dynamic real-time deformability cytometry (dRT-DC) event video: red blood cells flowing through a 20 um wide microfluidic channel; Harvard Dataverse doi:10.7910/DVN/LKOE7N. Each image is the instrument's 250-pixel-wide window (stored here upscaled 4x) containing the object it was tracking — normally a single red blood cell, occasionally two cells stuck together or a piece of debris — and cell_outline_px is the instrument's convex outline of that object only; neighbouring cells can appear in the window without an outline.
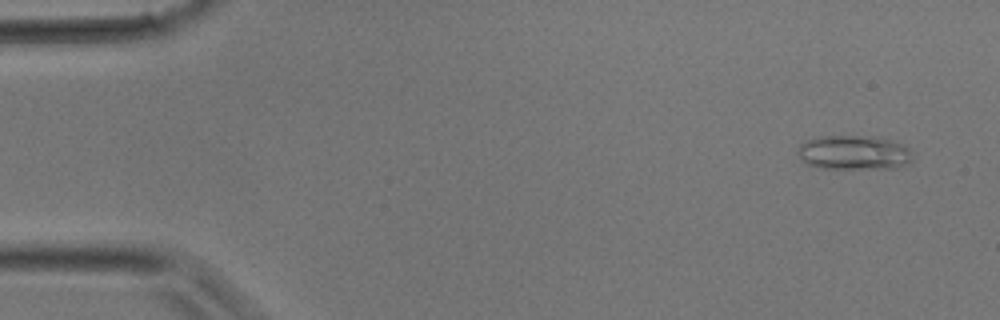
{"species": "common noctule bat (a hibernating species)", "species_latin": "Nyctalus noctula", "temperature_condition": "room temperature", "stored_images_in_passage": 35, "camera_frame_rate_fps": 3000, "um_per_image_px": 0.085, "animal": {"sex": "male", "body_mass_g": 17.9}, "frame": {"image": 1, "passage_image": 2, "time_ms": 0.333, "image_size_px": [1000, 320], "cell_outline_px": [[912, 160], [908, 164], [892, 168], [820, 168], [808, 164], [796, 152], [800, 144], [816, 136], [872, 136], [904, 144], [908, 148], [912, 156]], "centroid_in_image_um": [72.58, 12.96], "position_along_channel_um": 12.4, "area_um2": 22.89}}
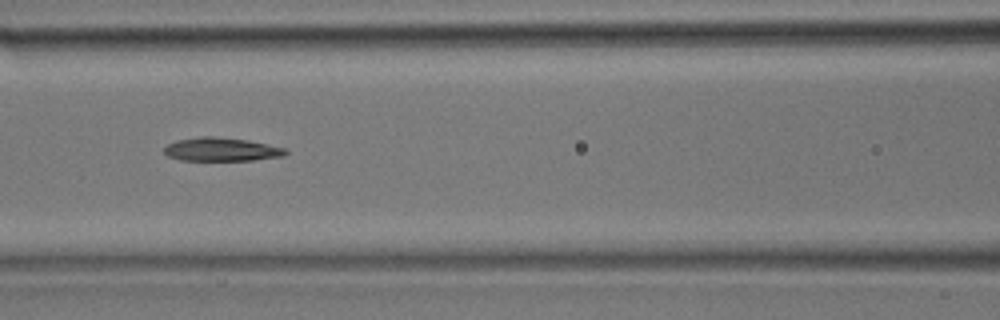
{"frame": {"image": 2, "passage_image": 15, "time_ms": 4.667, "image_size_px": [1000, 320], "cell_outline_px": [[288, 152], [284, 156], [252, 160], [180, 160], [168, 156], [164, 152], [164, 148], [168, 144], [176, 140], [200, 136], [212, 136], [248, 140], [284, 148]], "centroid_in_image_um": [18.8, 12.7], "position_along_channel_um": 147.8, "area_um2": 16.53}}
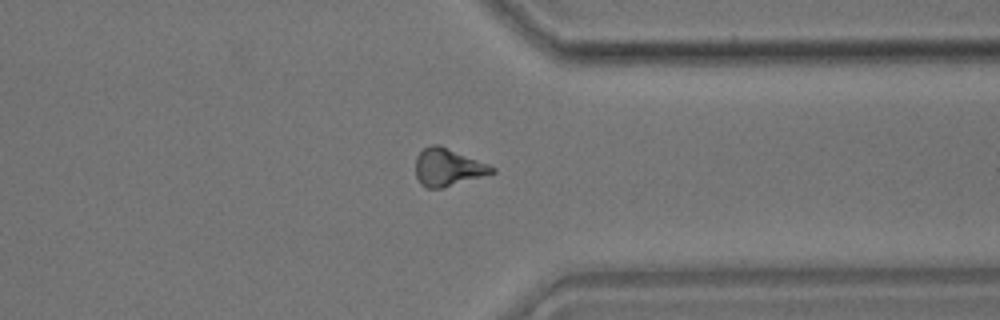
{"frame": {"image": 3, "passage_image": 27, "time_ms": 8.667, "image_size_px": [1000, 320], "cell_outline_px": [[496, 172], [444, 188], [428, 188], [420, 184], [416, 176], [416, 156], [424, 148], [432, 144], [440, 144], [488, 164], [496, 168]], "centroid_in_image_um": [38.07, 14.22], "position_along_channel_um": 373.3, "area_um2": 16.76}}